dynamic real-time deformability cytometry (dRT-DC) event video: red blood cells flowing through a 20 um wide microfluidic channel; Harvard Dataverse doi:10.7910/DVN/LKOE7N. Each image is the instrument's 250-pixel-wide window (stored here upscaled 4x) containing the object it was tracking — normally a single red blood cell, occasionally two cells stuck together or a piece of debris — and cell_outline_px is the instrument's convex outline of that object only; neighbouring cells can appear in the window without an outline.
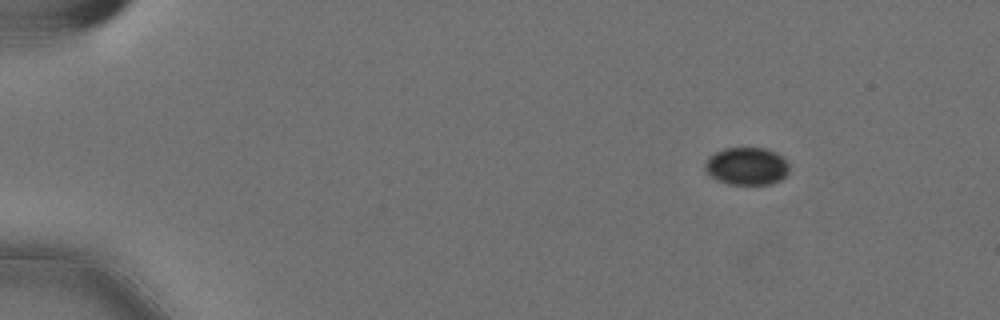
{"species": "Egyptian fruit bat (a non-hibernating species)", "species_latin": "Rousettus aegyptiacus", "temperature_condition": "cold", "stored_images_in_passage": 5, "camera_frame_rate_fps": 3000, "um_per_image_px": 0.085, "animal": {"sex": "female"}, "frame": {"image": 1, "passage_image": 1, "time_ms": 0.0, "image_size_px": [1000, 320], "cell_outline_px": [[788, 172], [780, 180], [768, 184], [728, 184], [716, 180], [704, 172], [704, 164], [716, 152], [724, 148], [764, 148], [776, 152], [788, 164]], "centroid_in_image_um": [63.44, 14.13], "position_along_channel_um": 21.6, "area_um2": 18.32}}